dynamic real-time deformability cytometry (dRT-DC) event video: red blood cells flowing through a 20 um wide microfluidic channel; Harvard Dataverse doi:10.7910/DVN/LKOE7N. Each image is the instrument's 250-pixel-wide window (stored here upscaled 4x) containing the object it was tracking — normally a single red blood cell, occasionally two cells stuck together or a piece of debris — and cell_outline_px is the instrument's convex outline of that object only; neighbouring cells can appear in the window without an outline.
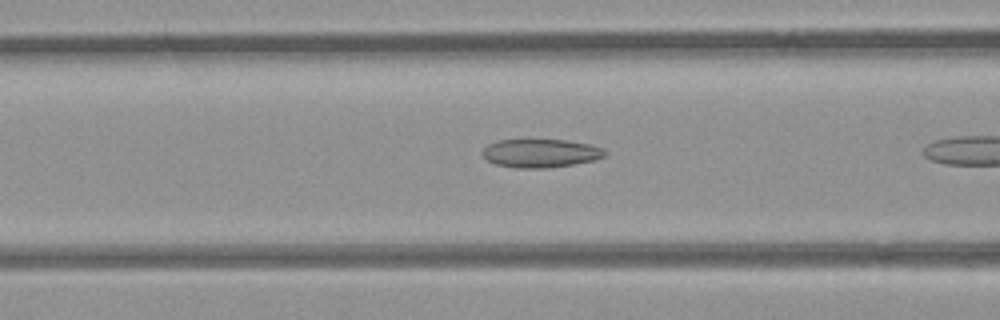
{"species": "common noctule bat (a hibernating species)", "species_latin": "Nyctalus noctula", "temperature_condition": "room temperature", "stored_images_in_passage": 5, "camera_frame_rate_fps": 3000, "um_per_image_px": 0.085, "animal": {"sex": "female", "body_mass_g": 21.9}, "frame": {"image": 1, "passage_image": 5, "time_ms": 5.333, "image_size_px": [1000, 320], "cell_outline_px": [[608, 152], [604, 156], [596, 160], [548, 168], [516, 168], [496, 164], [488, 160], [480, 152], [488, 144], [500, 140], [564, 140], [592, 144], [604, 148]], "centroid_in_image_um": [45.99, 13.02], "position_along_channel_um": 120.6, "area_um2": 20.35}}